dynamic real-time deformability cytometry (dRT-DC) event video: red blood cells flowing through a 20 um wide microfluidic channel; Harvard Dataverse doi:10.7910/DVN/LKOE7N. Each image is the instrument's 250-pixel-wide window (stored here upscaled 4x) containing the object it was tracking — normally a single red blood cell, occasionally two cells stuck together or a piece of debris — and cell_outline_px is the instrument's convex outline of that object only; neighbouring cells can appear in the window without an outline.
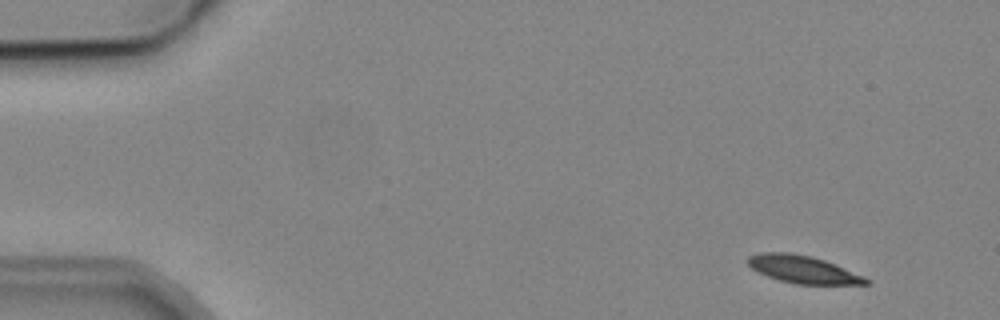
{"species": "common noctule bat (a hibernating species)", "species_latin": "Nyctalus noctula", "temperature_condition": "cold", "stored_images_in_passage": 4, "camera_frame_rate_fps": 3000, "um_per_image_px": 0.085, "animal": {"sex": "male", "body_mass_g": 19.2, "forearm_length_mm": 51.8}, "frame": {"image": 1, "passage_image": 2, "time_ms": 1.0, "image_size_px": [1000, 320], "cell_outline_px": [[872, 284], [796, 284], [780, 280], [768, 276], [752, 268], [748, 264], [748, 256], [760, 252], [792, 252], [812, 256], [824, 260], [864, 276], [872, 280]], "centroid_in_image_um": [68.28, 22.89], "position_along_channel_um": 16.7, "area_um2": 18.9}}